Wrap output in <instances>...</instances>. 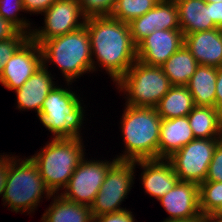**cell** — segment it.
Wrapping results in <instances>:
<instances>
[{
	"label": "cell",
	"instance_id": "1",
	"mask_svg": "<svg viewBox=\"0 0 222 222\" xmlns=\"http://www.w3.org/2000/svg\"><path fill=\"white\" fill-rule=\"evenodd\" d=\"M85 26L90 37L93 72L98 67L105 69L116 83L137 60V45L129 25L111 16H96L86 18Z\"/></svg>",
	"mask_w": 222,
	"mask_h": 222
},
{
	"label": "cell",
	"instance_id": "2",
	"mask_svg": "<svg viewBox=\"0 0 222 222\" xmlns=\"http://www.w3.org/2000/svg\"><path fill=\"white\" fill-rule=\"evenodd\" d=\"M120 132L124 144L117 160L138 161L158 159L161 117L156 108L124 106Z\"/></svg>",
	"mask_w": 222,
	"mask_h": 222
},
{
	"label": "cell",
	"instance_id": "3",
	"mask_svg": "<svg viewBox=\"0 0 222 222\" xmlns=\"http://www.w3.org/2000/svg\"><path fill=\"white\" fill-rule=\"evenodd\" d=\"M47 142L30 158L37 165L46 187L52 194H59L87 154L85 141L77 137L52 138Z\"/></svg>",
	"mask_w": 222,
	"mask_h": 222
},
{
	"label": "cell",
	"instance_id": "4",
	"mask_svg": "<svg viewBox=\"0 0 222 222\" xmlns=\"http://www.w3.org/2000/svg\"><path fill=\"white\" fill-rule=\"evenodd\" d=\"M10 167L4 194L3 206H7L11 212L21 214L34 213L43 197L46 200L52 198L51 191L46 187L40 176L37 165L28 157L19 158L10 152Z\"/></svg>",
	"mask_w": 222,
	"mask_h": 222
},
{
	"label": "cell",
	"instance_id": "5",
	"mask_svg": "<svg viewBox=\"0 0 222 222\" xmlns=\"http://www.w3.org/2000/svg\"><path fill=\"white\" fill-rule=\"evenodd\" d=\"M42 63L48 68L56 65L65 82L74 83L84 74L93 73V62L88 30L82 28L44 41L41 45Z\"/></svg>",
	"mask_w": 222,
	"mask_h": 222
},
{
	"label": "cell",
	"instance_id": "6",
	"mask_svg": "<svg viewBox=\"0 0 222 222\" xmlns=\"http://www.w3.org/2000/svg\"><path fill=\"white\" fill-rule=\"evenodd\" d=\"M65 84L66 87L57 84L49 92L40 113L36 114L40 123L52 134L51 138L83 136L81 130L84 128V120L86 121L87 107L82 98L70 89L72 82Z\"/></svg>",
	"mask_w": 222,
	"mask_h": 222
},
{
	"label": "cell",
	"instance_id": "7",
	"mask_svg": "<svg viewBox=\"0 0 222 222\" xmlns=\"http://www.w3.org/2000/svg\"><path fill=\"white\" fill-rule=\"evenodd\" d=\"M115 85L118 92L124 94H122L126 101L124 104L153 108L172 86L161 67L148 66L138 60Z\"/></svg>",
	"mask_w": 222,
	"mask_h": 222
},
{
	"label": "cell",
	"instance_id": "8",
	"mask_svg": "<svg viewBox=\"0 0 222 222\" xmlns=\"http://www.w3.org/2000/svg\"><path fill=\"white\" fill-rule=\"evenodd\" d=\"M135 161L117 160L107 171L90 209L93 217L115 213L126 208L121 207L124 199L131 193L136 173Z\"/></svg>",
	"mask_w": 222,
	"mask_h": 222
},
{
	"label": "cell",
	"instance_id": "9",
	"mask_svg": "<svg viewBox=\"0 0 222 222\" xmlns=\"http://www.w3.org/2000/svg\"><path fill=\"white\" fill-rule=\"evenodd\" d=\"M221 139L195 138L169 157L179 180L198 185L204 182L214 150Z\"/></svg>",
	"mask_w": 222,
	"mask_h": 222
},
{
	"label": "cell",
	"instance_id": "10",
	"mask_svg": "<svg viewBox=\"0 0 222 222\" xmlns=\"http://www.w3.org/2000/svg\"><path fill=\"white\" fill-rule=\"evenodd\" d=\"M116 161V157L112 161L97 158L95 160V157L94 160H88L85 157L60 195L67 200L90 206L104 182L107 171Z\"/></svg>",
	"mask_w": 222,
	"mask_h": 222
},
{
	"label": "cell",
	"instance_id": "11",
	"mask_svg": "<svg viewBox=\"0 0 222 222\" xmlns=\"http://www.w3.org/2000/svg\"><path fill=\"white\" fill-rule=\"evenodd\" d=\"M42 15L44 26H34L30 34V38L39 45L82 28L86 21L78 0H56Z\"/></svg>",
	"mask_w": 222,
	"mask_h": 222
},
{
	"label": "cell",
	"instance_id": "12",
	"mask_svg": "<svg viewBox=\"0 0 222 222\" xmlns=\"http://www.w3.org/2000/svg\"><path fill=\"white\" fill-rule=\"evenodd\" d=\"M42 65L41 46L29 38L6 62L0 83L7 90L15 91Z\"/></svg>",
	"mask_w": 222,
	"mask_h": 222
},
{
	"label": "cell",
	"instance_id": "13",
	"mask_svg": "<svg viewBox=\"0 0 222 222\" xmlns=\"http://www.w3.org/2000/svg\"><path fill=\"white\" fill-rule=\"evenodd\" d=\"M184 45L181 30H155L137 44V60L160 67Z\"/></svg>",
	"mask_w": 222,
	"mask_h": 222
},
{
	"label": "cell",
	"instance_id": "14",
	"mask_svg": "<svg viewBox=\"0 0 222 222\" xmlns=\"http://www.w3.org/2000/svg\"><path fill=\"white\" fill-rule=\"evenodd\" d=\"M128 25L136 45L155 30H181L174 0H160L151 10Z\"/></svg>",
	"mask_w": 222,
	"mask_h": 222
},
{
	"label": "cell",
	"instance_id": "15",
	"mask_svg": "<svg viewBox=\"0 0 222 222\" xmlns=\"http://www.w3.org/2000/svg\"><path fill=\"white\" fill-rule=\"evenodd\" d=\"M135 166L141 167L140 180L144 193L157 201L180 181L168 159L138 160Z\"/></svg>",
	"mask_w": 222,
	"mask_h": 222
},
{
	"label": "cell",
	"instance_id": "16",
	"mask_svg": "<svg viewBox=\"0 0 222 222\" xmlns=\"http://www.w3.org/2000/svg\"><path fill=\"white\" fill-rule=\"evenodd\" d=\"M158 202L169 214L164 221L204 216L199 207V185L194 182L179 181Z\"/></svg>",
	"mask_w": 222,
	"mask_h": 222
},
{
	"label": "cell",
	"instance_id": "17",
	"mask_svg": "<svg viewBox=\"0 0 222 222\" xmlns=\"http://www.w3.org/2000/svg\"><path fill=\"white\" fill-rule=\"evenodd\" d=\"M54 77L48 68L40 66L19 89L15 90L16 109L40 113L47 95L58 84Z\"/></svg>",
	"mask_w": 222,
	"mask_h": 222
},
{
	"label": "cell",
	"instance_id": "18",
	"mask_svg": "<svg viewBox=\"0 0 222 222\" xmlns=\"http://www.w3.org/2000/svg\"><path fill=\"white\" fill-rule=\"evenodd\" d=\"M184 45L199 65L222 66V36L218 28L187 34Z\"/></svg>",
	"mask_w": 222,
	"mask_h": 222
},
{
	"label": "cell",
	"instance_id": "19",
	"mask_svg": "<svg viewBox=\"0 0 222 222\" xmlns=\"http://www.w3.org/2000/svg\"><path fill=\"white\" fill-rule=\"evenodd\" d=\"M193 139L195 137L187 116L162 119L158 143V159H168Z\"/></svg>",
	"mask_w": 222,
	"mask_h": 222
},
{
	"label": "cell",
	"instance_id": "20",
	"mask_svg": "<svg viewBox=\"0 0 222 222\" xmlns=\"http://www.w3.org/2000/svg\"><path fill=\"white\" fill-rule=\"evenodd\" d=\"M183 35L217 28L211 19L210 4L205 0H174Z\"/></svg>",
	"mask_w": 222,
	"mask_h": 222
},
{
	"label": "cell",
	"instance_id": "21",
	"mask_svg": "<svg viewBox=\"0 0 222 222\" xmlns=\"http://www.w3.org/2000/svg\"><path fill=\"white\" fill-rule=\"evenodd\" d=\"M52 197L51 204L40 218L41 222H93L90 206L67 200L60 194Z\"/></svg>",
	"mask_w": 222,
	"mask_h": 222
},
{
	"label": "cell",
	"instance_id": "22",
	"mask_svg": "<svg viewBox=\"0 0 222 222\" xmlns=\"http://www.w3.org/2000/svg\"><path fill=\"white\" fill-rule=\"evenodd\" d=\"M217 67L198 65L195 73L186 85L191 93L195 106L215 108Z\"/></svg>",
	"mask_w": 222,
	"mask_h": 222
},
{
	"label": "cell",
	"instance_id": "23",
	"mask_svg": "<svg viewBox=\"0 0 222 222\" xmlns=\"http://www.w3.org/2000/svg\"><path fill=\"white\" fill-rule=\"evenodd\" d=\"M195 138H222L220 111L210 106H195L187 115Z\"/></svg>",
	"mask_w": 222,
	"mask_h": 222
},
{
	"label": "cell",
	"instance_id": "24",
	"mask_svg": "<svg viewBox=\"0 0 222 222\" xmlns=\"http://www.w3.org/2000/svg\"><path fill=\"white\" fill-rule=\"evenodd\" d=\"M195 107L187 86L172 85L155 107L161 119L187 116Z\"/></svg>",
	"mask_w": 222,
	"mask_h": 222
},
{
	"label": "cell",
	"instance_id": "25",
	"mask_svg": "<svg viewBox=\"0 0 222 222\" xmlns=\"http://www.w3.org/2000/svg\"><path fill=\"white\" fill-rule=\"evenodd\" d=\"M199 64L185 45L176 51L160 67L171 85L186 86Z\"/></svg>",
	"mask_w": 222,
	"mask_h": 222
},
{
	"label": "cell",
	"instance_id": "26",
	"mask_svg": "<svg viewBox=\"0 0 222 222\" xmlns=\"http://www.w3.org/2000/svg\"><path fill=\"white\" fill-rule=\"evenodd\" d=\"M199 207L207 217H218L222 213V182L204 181L199 184Z\"/></svg>",
	"mask_w": 222,
	"mask_h": 222
},
{
	"label": "cell",
	"instance_id": "27",
	"mask_svg": "<svg viewBox=\"0 0 222 222\" xmlns=\"http://www.w3.org/2000/svg\"><path fill=\"white\" fill-rule=\"evenodd\" d=\"M160 0H117L111 17L130 23L151 10Z\"/></svg>",
	"mask_w": 222,
	"mask_h": 222
},
{
	"label": "cell",
	"instance_id": "28",
	"mask_svg": "<svg viewBox=\"0 0 222 222\" xmlns=\"http://www.w3.org/2000/svg\"><path fill=\"white\" fill-rule=\"evenodd\" d=\"M20 12L26 13L23 0H0V16L12 23L20 32L30 35L34 23L21 16Z\"/></svg>",
	"mask_w": 222,
	"mask_h": 222
},
{
	"label": "cell",
	"instance_id": "29",
	"mask_svg": "<svg viewBox=\"0 0 222 222\" xmlns=\"http://www.w3.org/2000/svg\"><path fill=\"white\" fill-rule=\"evenodd\" d=\"M117 0H78L83 15L86 18L110 16Z\"/></svg>",
	"mask_w": 222,
	"mask_h": 222
},
{
	"label": "cell",
	"instance_id": "30",
	"mask_svg": "<svg viewBox=\"0 0 222 222\" xmlns=\"http://www.w3.org/2000/svg\"><path fill=\"white\" fill-rule=\"evenodd\" d=\"M29 38V34L19 31L13 38L0 41V76L6 62Z\"/></svg>",
	"mask_w": 222,
	"mask_h": 222
},
{
	"label": "cell",
	"instance_id": "31",
	"mask_svg": "<svg viewBox=\"0 0 222 222\" xmlns=\"http://www.w3.org/2000/svg\"><path fill=\"white\" fill-rule=\"evenodd\" d=\"M205 181L222 182V139L216 145Z\"/></svg>",
	"mask_w": 222,
	"mask_h": 222
},
{
	"label": "cell",
	"instance_id": "32",
	"mask_svg": "<svg viewBox=\"0 0 222 222\" xmlns=\"http://www.w3.org/2000/svg\"><path fill=\"white\" fill-rule=\"evenodd\" d=\"M128 209L93 217V222H135L133 212Z\"/></svg>",
	"mask_w": 222,
	"mask_h": 222
},
{
	"label": "cell",
	"instance_id": "33",
	"mask_svg": "<svg viewBox=\"0 0 222 222\" xmlns=\"http://www.w3.org/2000/svg\"><path fill=\"white\" fill-rule=\"evenodd\" d=\"M56 0H23L26 13L30 15L44 13Z\"/></svg>",
	"mask_w": 222,
	"mask_h": 222
},
{
	"label": "cell",
	"instance_id": "34",
	"mask_svg": "<svg viewBox=\"0 0 222 222\" xmlns=\"http://www.w3.org/2000/svg\"><path fill=\"white\" fill-rule=\"evenodd\" d=\"M10 167V155L6 152L0 153V196L3 197Z\"/></svg>",
	"mask_w": 222,
	"mask_h": 222
},
{
	"label": "cell",
	"instance_id": "35",
	"mask_svg": "<svg viewBox=\"0 0 222 222\" xmlns=\"http://www.w3.org/2000/svg\"><path fill=\"white\" fill-rule=\"evenodd\" d=\"M19 30L9 21L0 16V41L13 38Z\"/></svg>",
	"mask_w": 222,
	"mask_h": 222
},
{
	"label": "cell",
	"instance_id": "36",
	"mask_svg": "<svg viewBox=\"0 0 222 222\" xmlns=\"http://www.w3.org/2000/svg\"><path fill=\"white\" fill-rule=\"evenodd\" d=\"M208 3L210 4L211 19L216 24L217 28H219L222 26V1Z\"/></svg>",
	"mask_w": 222,
	"mask_h": 222
},
{
	"label": "cell",
	"instance_id": "37",
	"mask_svg": "<svg viewBox=\"0 0 222 222\" xmlns=\"http://www.w3.org/2000/svg\"><path fill=\"white\" fill-rule=\"evenodd\" d=\"M222 107V66L217 68L215 108Z\"/></svg>",
	"mask_w": 222,
	"mask_h": 222
},
{
	"label": "cell",
	"instance_id": "38",
	"mask_svg": "<svg viewBox=\"0 0 222 222\" xmlns=\"http://www.w3.org/2000/svg\"><path fill=\"white\" fill-rule=\"evenodd\" d=\"M206 221V217L205 216H194L192 218H188V219H180V220H163L161 222H205Z\"/></svg>",
	"mask_w": 222,
	"mask_h": 222
},
{
	"label": "cell",
	"instance_id": "39",
	"mask_svg": "<svg viewBox=\"0 0 222 222\" xmlns=\"http://www.w3.org/2000/svg\"><path fill=\"white\" fill-rule=\"evenodd\" d=\"M205 222H222L219 217H207Z\"/></svg>",
	"mask_w": 222,
	"mask_h": 222
},
{
	"label": "cell",
	"instance_id": "40",
	"mask_svg": "<svg viewBox=\"0 0 222 222\" xmlns=\"http://www.w3.org/2000/svg\"><path fill=\"white\" fill-rule=\"evenodd\" d=\"M206 2H221L222 0H205Z\"/></svg>",
	"mask_w": 222,
	"mask_h": 222
},
{
	"label": "cell",
	"instance_id": "41",
	"mask_svg": "<svg viewBox=\"0 0 222 222\" xmlns=\"http://www.w3.org/2000/svg\"><path fill=\"white\" fill-rule=\"evenodd\" d=\"M218 29H219V32H220V34L222 36V26H220Z\"/></svg>",
	"mask_w": 222,
	"mask_h": 222
},
{
	"label": "cell",
	"instance_id": "42",
	"mask_svg": "<svg viewBox=\"0 0 222 222\" xmlns=\"http://www.w3.org/2000/svg\"><path fill=\"white\" fill-rule=\"evenodd\" d=\"M220 115H221V120H222V107L219 109Z\"/></svg>",
	"mask_w": 222,
	"mask_h": 222
}]
</instances>
